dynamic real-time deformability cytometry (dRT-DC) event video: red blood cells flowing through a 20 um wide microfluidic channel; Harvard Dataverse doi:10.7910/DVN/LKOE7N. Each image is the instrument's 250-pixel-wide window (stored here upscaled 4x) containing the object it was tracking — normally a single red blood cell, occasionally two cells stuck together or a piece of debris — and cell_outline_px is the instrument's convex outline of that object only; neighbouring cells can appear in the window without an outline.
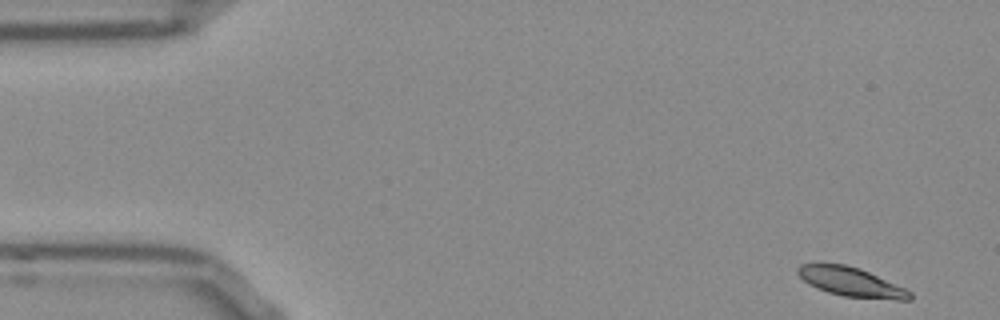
{"species": "Egyptian fruit bat (a non-hibernating species)", "species_latin": "Rousettus aegyptiacus", "temperature_condition": "room temperature", "stored_images_in_passage": 52, "camera_frame_rate_fps": 3000, "um_per_image_px": 0.085, "frame": {"image": 1, "passage_image": 1, "time_ms": 0.0, "image_size_px": [1000, 320], "cell_outline_px": [[912, 300], [896, 300], [844, 296], [828, 292], [816, 288], [808, 284], [796, 272], [796, 268], [800, 264], [844, 264], [860, 268], [904, 288], [912, 292]], "centroid_in_image_um": [72.34, 23.97], "position_along_channel_um": 12.7, "area_um2": 18.9}}
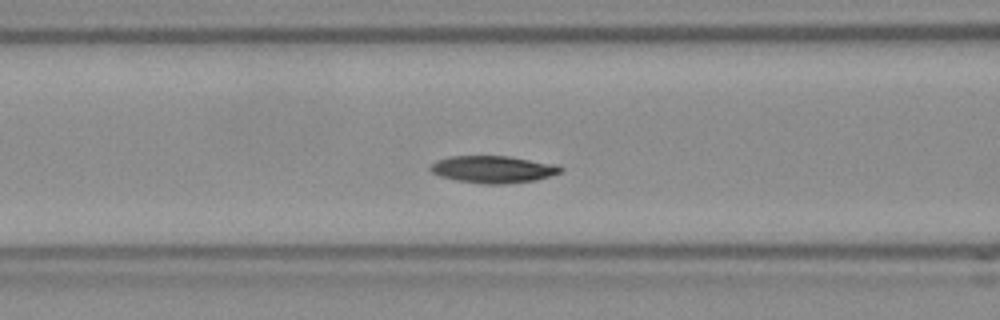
{"frame": {"image": 2, "passage_image": 19, "time_ms": 6.0, "image_size_px": [1000, 320], "cell_outline_px": [[564, 172], [536, 180], [504, 184], [480, 184], [456, 180], [440, 176], [432, 172], [428, 168], [436, 160], [448, 156], [508, 156], [556, 164], [564, 168]], "centroid_in_image_um": [41.93, 14.39], "position_along_channel_um": 124.7, "area_um2": 20.81}}
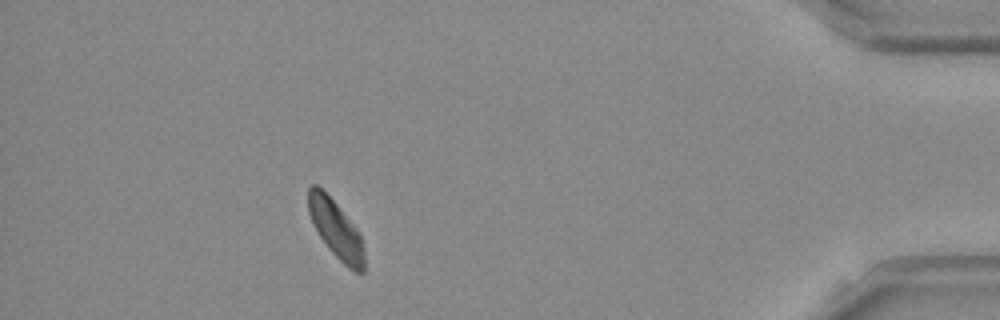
{"frame": {"image": 3, "passage_image": 46, "time_ms": 15.0, "image_size_px": [1000, 320], "cell_outline_px": [[364, 272], [352, 272], [328, 248], [320, 236], [308, 212], [308, 188], [312, 184], [316, 184], [336, 204], [356, 228], [360, 236], [364, 252]], "centroid_in_image_um": [28.55, 19.51], "position_along_channel_um": 406.6, "area_um2": 18.38}, "authors_computed_cell_mechanics": {"area_um2": 20.0277, "velocity_mm_per_s": 3.7591, "shape_relaxation_time_tau1_ms": 2.6372, "shape_relaxation_time_tau2_ms": null, "deformation_change_tau1": 0.1089, "deformation_change_tau2": null}}